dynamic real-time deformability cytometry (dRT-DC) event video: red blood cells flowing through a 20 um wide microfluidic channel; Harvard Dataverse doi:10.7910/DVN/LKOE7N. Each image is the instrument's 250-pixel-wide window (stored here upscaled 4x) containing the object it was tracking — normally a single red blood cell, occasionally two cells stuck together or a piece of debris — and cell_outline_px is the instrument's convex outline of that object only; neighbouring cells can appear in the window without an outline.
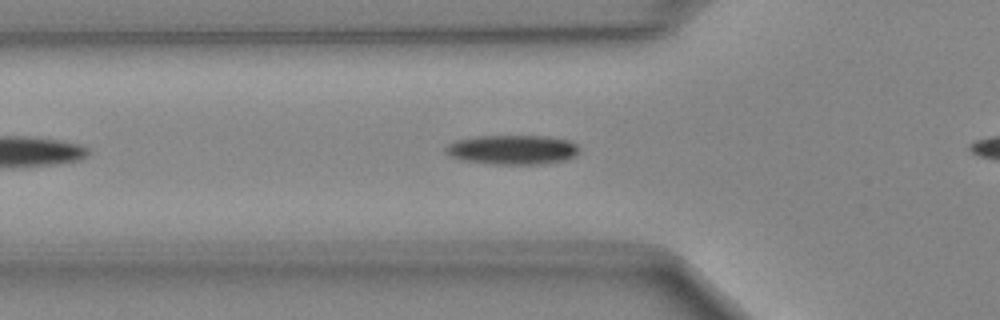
{"species": "Egyptian fruit bat (a non-hibernating species)", "species_latin": "Rousettus aegyptiacus", "temperature_condition": "cold", "stored_images_in_passage": 31, "camera_frame_rate_fps": 3000, "um_per_image_px": 0.085, "animal": {"sex": "female"}, "frame": {"image": 1, "passage_image": 7, "time_ms": 2.0, "image_size_px": [1000, 320], "cell_outline_px": [[576, 156], [568, 160], [540, 164], [492, 164], [460, 160], [448, 156], [444, 152], [444, 148], [448, 144], [456, 140], [476, 136], [544, 136], [568, 140], [576, 144]], "centroid_in_image_um": [43.49, 12.73], "position_along_channel_um": 82.3, "area_um2": 23.06}}
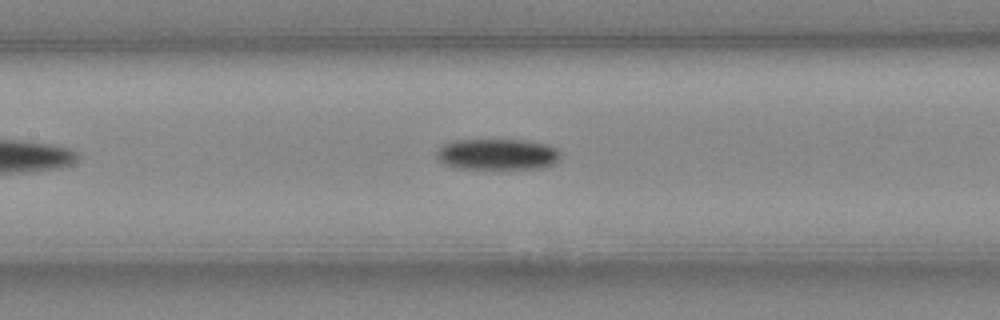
{"frame": {"image": 2, "passage_image": 13, "time_ms": 4.0, "image_size_px": [1000, 320], "cell_outline_px": [[560, 160], [544, 168], [484, 172], [456, 168], [444, 164], [436, 156], [436, 152], [444, 144], [452, 140], [524, 140], [548, 144], [556, 148], [560, 152]], "centroid_in_image_um": [42.29, 13.18], "position_along_channel_um": 165.1, "area_um2": 23.7}}
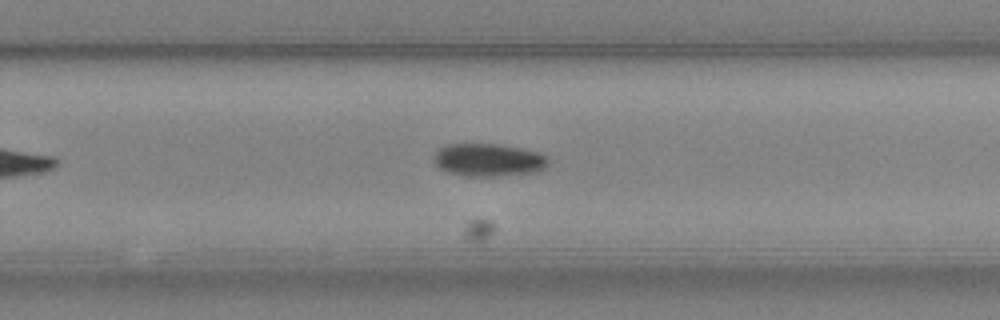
{"frame": {"image": 3, "passage_image": 22, "time_ms": 7.0, "image_size_px": [1000, 320], "cell_outline_px": [[548, 164], [544, 168], [536, 172], [496, 176], [464, 176], [448, 172], [440, 168], [432, 160], [432, 156], [444, 144], [496, 144], [520, 148], [536, 152], [544, 156], [548, 160]], "centroid_in_image_um": [41.46, 13.6], "position_along_channel_um": 288.3, "area_um2": 21.79}}